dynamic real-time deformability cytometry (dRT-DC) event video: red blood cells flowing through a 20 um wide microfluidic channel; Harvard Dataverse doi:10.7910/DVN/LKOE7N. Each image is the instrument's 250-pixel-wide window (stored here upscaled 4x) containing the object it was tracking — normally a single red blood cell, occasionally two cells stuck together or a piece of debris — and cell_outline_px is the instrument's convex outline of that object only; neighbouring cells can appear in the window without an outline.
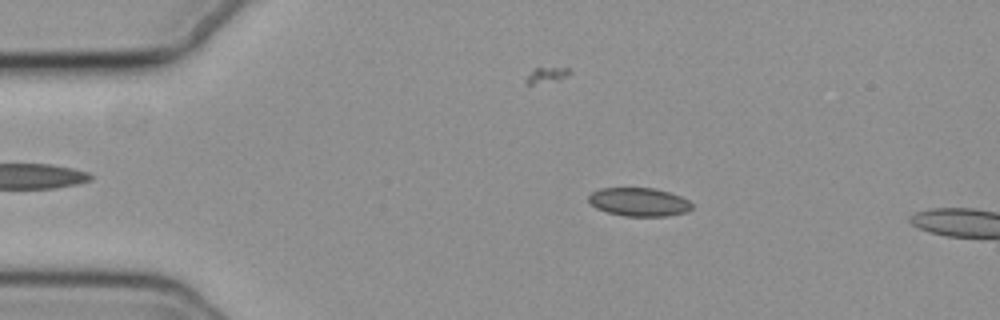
{"species": "common noctule bat (a hibernating species)", "species_latin": "Nyctalus noctula", "temperature_condition": "cold", "stored_images_in_passage": 13, "camera_frame_rate_fps": 3000, "um_per_image_px": 0.085, "animal": {"sex": "female", "body_mass_g": 19.3, "forearm_length_mm": 54.1}, "frame": {"image": 1, "passage_image": 10, "time_ms": 3.0, "image_size_px": [1000, 320], "cell_outline_px": [[692, 208], [684, 212], [668, 216], [624, 216], [608, 212], [596, 208], [588, 200], [588, 196], [592, 192], [600, 188], [656, 188], [680, 196], [688, 200], [692, 204]], "centroid_in_image_um": [54.3, 17.16], "position_along_channel_um": 30.7, "area_um2": 17.05}}